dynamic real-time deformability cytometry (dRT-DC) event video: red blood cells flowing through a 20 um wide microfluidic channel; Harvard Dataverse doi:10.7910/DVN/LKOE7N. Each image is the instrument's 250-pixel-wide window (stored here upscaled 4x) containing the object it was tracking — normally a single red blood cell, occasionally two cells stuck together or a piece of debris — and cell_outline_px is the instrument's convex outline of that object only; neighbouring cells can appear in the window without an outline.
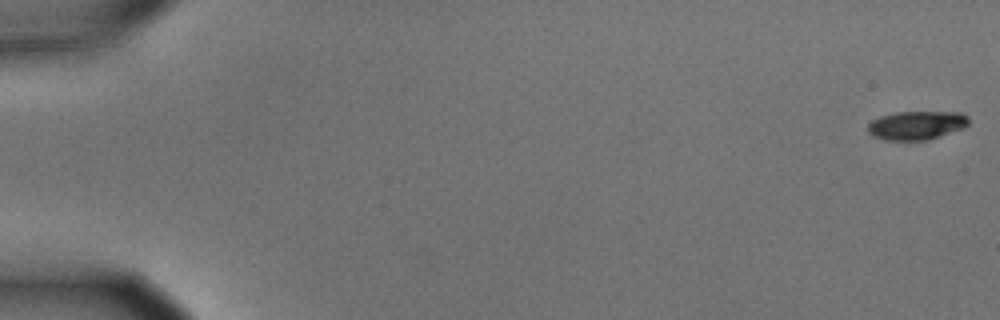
{"species": "common noctule bat (a hibernating species)", "species_latin": "Nyctalus noctula", "temperature_condition": "cold", "stored_images_in_passage": 7, "camera_frame_rate_fps": 3000, "um_per_image_px": 0.085, "animal": {"sex": "male", "body_mass_g": 15.6}, "frame": {"image": 1, "passage_image": 1, "time_ms": 0.0, "image_size_px": [1000, 320], "cell_outline_px": [[968, 124], [964, 128], [928, 140], [888, 140], [872, 136], [868, 132], [868, 124], [872, 120], [880, 116], [896, 112], [964, 112], [968, 116]], "centroid_in_image_um": [77.92, 10.64], "position_along_channel_um": 7.1, "area_um2": 16.94}}
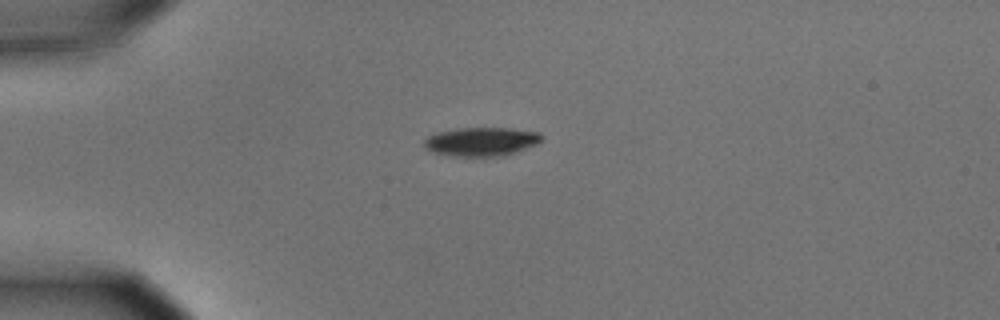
{"frame": {"image": 2, "passage_image": 5, "time_ms": 1.333, "image_size_px": [1000, 320], "cell_outline_px": [[544, 136], [536, 144], [516, 152], [504, 156], [452, 156], [432, 152], [424, 148], [424, 140], [428, 136], [440, 132], [460, 128], [508, 128], [540, 132]], "centroid_in_image_um": [40.92, 12.04], "position_along_channel_um": 44.1, "area_um2": 19.65}}
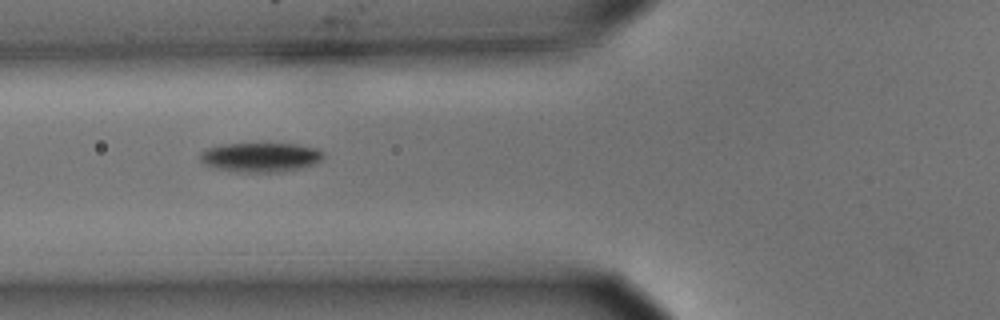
{"frame": {"image": 3, "passage_image": 7, "time_ms": 2.0, "image_size_px": [1000, 320], "cell_outline_px": [[324, 156], [316, 164], [300, 168], [280, 172], [236, 172], [212, 168], [204, 164], [200, 160], [200, 152], [204, 148], [220, 144], [296, 144], [316, 148], [324, 152]], "centroid_in_image_um": [22.1, 13.37], "position_along_channel_um": 103.7, "area_um2": 21.39}}